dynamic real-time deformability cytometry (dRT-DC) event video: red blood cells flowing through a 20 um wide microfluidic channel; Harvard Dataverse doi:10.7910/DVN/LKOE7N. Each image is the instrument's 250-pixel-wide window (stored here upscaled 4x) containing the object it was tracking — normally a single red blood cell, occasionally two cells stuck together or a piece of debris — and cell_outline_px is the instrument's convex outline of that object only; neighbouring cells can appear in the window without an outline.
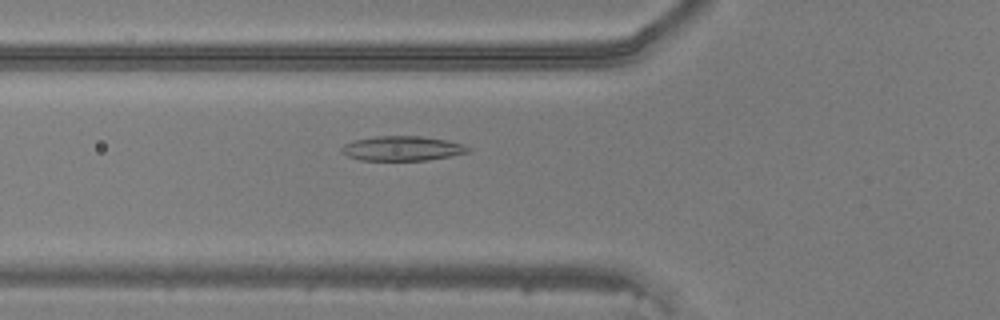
{"species": "common noctule bat (a hibernating species)", "species_latin": "Nyctalus noctula", "temperature_condition": "warm", "stored_images_in_passage": 23, "camera_frame_rate_fps": 3000, "um_per_image_px": 0.085, "animal": {"sex": "male", "body_mass_g": 20.5, "forearm_length_mm": 52.5}, "frame": {"image": 1, "passage_image": 10, "time_ms": 3.0, "image_size_px": [1000, 320], "cell_outline_px": [[472, 148], [468, 152], [452, 156], [428, 160], [360, 160], [348, 156], [340, 152], [340, 148], [344, 144], [356, 140], [376, 136], [420, 136], [448, 140], [464, 144]], "centroid_in_image_um": [34.22, 12.61], "position_along_channel_um": 91.6, "area_um2": 18.26}}
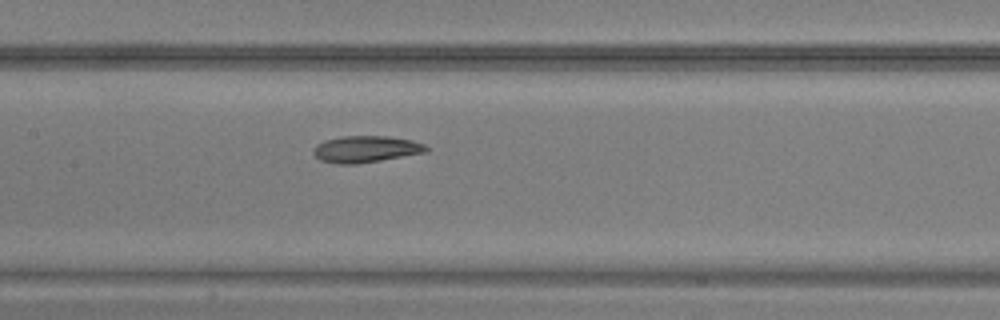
{"frame": {"image": 2, "passage_image": 16, "time_ms": 5.0, "image_size_px": [1000, 320], "cell_outline_px": [[428, 152], [356, 164], [336, 164], [320, 160], [312, 152], [316, 144], [324, 140], [344, 136], [388, 136], [412, 140], [424, 144], [428, 148]], "centroid_in_image_um": [31.08, 12.67], "position_along_channel_um": 176.3, "area_um2": 17.51}}
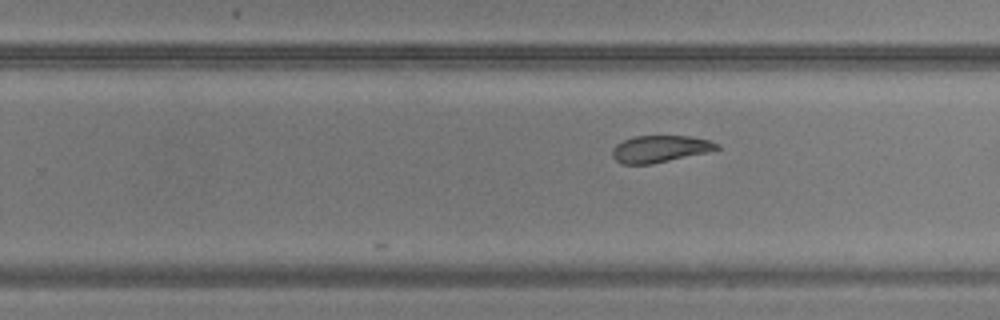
{"frame": {"image": 3, "passage_image": 23, "time_ms": 7.333, "image_size_px": [1000, 320], "cell_outline_px": [[720, 148], [708, 152], [652, 164], [620, 164], [612, 156], [612, 148], [616, 144], [632, 136], [692, 136], [708, 140], [720, 144]], "centroid_in_image_um": [56.09, 12.65], "position_along_channel_um": 273.7, "area_um2": 16.47}}